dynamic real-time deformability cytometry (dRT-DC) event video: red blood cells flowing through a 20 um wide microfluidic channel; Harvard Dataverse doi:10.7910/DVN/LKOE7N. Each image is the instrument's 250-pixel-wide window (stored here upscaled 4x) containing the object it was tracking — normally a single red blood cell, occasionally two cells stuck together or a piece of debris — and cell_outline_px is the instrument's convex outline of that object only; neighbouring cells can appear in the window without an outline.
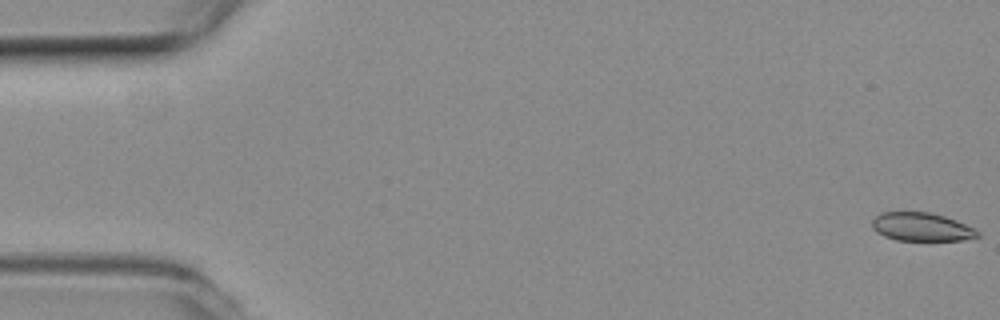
{"species": "common noctule bat (a hibernating species)", "species_latin": "Nyctalus noctula", "temperature_condition": "room temperature", "stored_images_in_passage": 53, "camera_frame_rate_fps": 3000, "um_per_image_px": 0.085, "animal": {"sex": "female", "body_mass_g": 19.3, "forearm_length_mm": 54.1}, "frame": {"image": 1, "passage_image": 1, "time_ms": 0.0, "image_size_px": [1000, 320], "cell_outline_px": [[980, 236], [964, 240], [896, 240], [884, 236], [876, 232], [872, 228], [872, 220], [880, 212], [932, 212], [956, 220], [976, 228], [980, 232]], "centroid_in_image_um": [78.35, 19.28], "position_along_channel_um": 6.7, "area_um2": 17.63}}
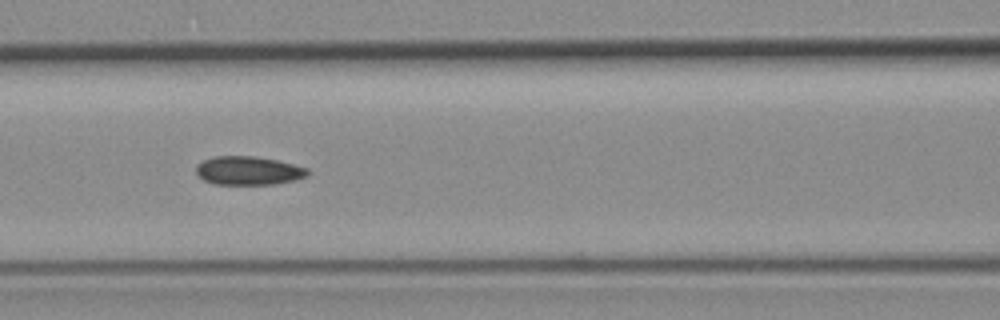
{"frame": {"image": 2, "passage_image": 23, "time_ms": 7.333, "image_size_px": [1000, 320], "cell_outline_px": [[308, 176], [296, 180], [276, 184], [216, 184], [204, 180], [196, 172], [196, 164], [204, 160], [216, 156], [256, 156], [276, 160], [308, 168]], "centroid_in_image_um": [21.13, 14.5], "position_along_channel_um": 145.5, "area_um2": 18.55}}
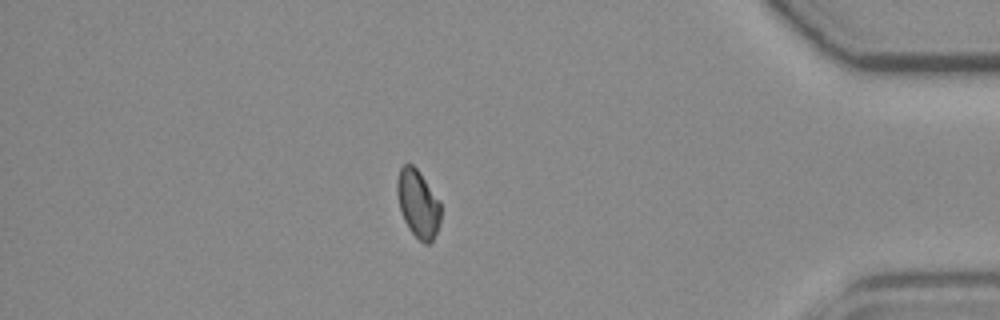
{"frame": {"image": 3, "passage_image": 46, "time_ms": 15.0, "image_size_px": [1000, 320], "cell_outline_px": [[440, 224], [432, 244], [424, 244], [408, 228], [404, 220], [400, 208], [396, 192], [396, 180], [400, 168], [404, 164], [412, 164], [416, 168], [440, 200]], "centroid_in_image_um": [35.53, 17.33], "position_along_channel_um": 399.7, "area_um2": 17.34}, "authors_computed_cell_mechanics": {"area_um2": 18.6694, "velocity_mm_per_s": 3.8726, "shape_relaxation_time_tau1_ms": 9.9212, "shape_relaxation_time_tau2_ms": null, "deformation_change_tau1": 0.1307, "deformation_change_tau2": null}}